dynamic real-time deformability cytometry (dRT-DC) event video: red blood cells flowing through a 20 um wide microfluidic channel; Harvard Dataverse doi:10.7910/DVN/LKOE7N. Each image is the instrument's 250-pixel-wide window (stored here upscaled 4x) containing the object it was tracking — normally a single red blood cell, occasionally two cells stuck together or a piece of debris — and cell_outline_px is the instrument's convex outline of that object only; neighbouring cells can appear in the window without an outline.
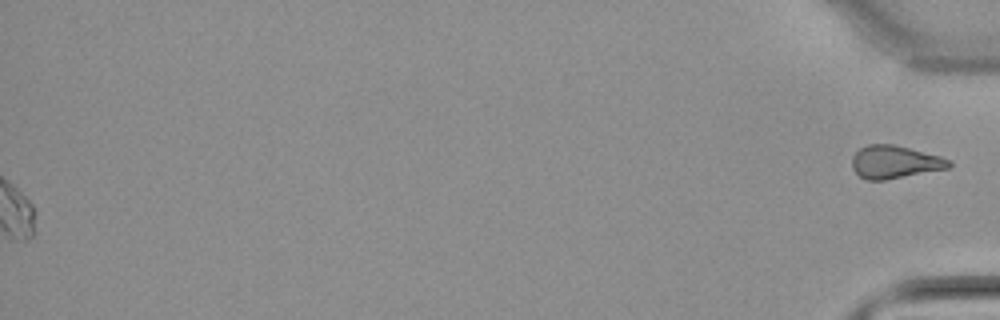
{"species": "common noctule bat (a hibernating species)", "species_latin": "Nyctalus noctula", "temperature_condition": "warm", "stored_images_in_passage": 44, "segment_of_instrument_passage": [2, 2], "camera_frame_rate_fps": 3000, "um_per_image_px": 0.085, "animal": {"sex": "male", "body_mass_g": 21.5, "forearm_length_mm": 52.0}, "frame": {"image": 1, "passage_image": 44, "time_ms": 14.333, "image_size_px": [1000, 320], "cell_outline_px": [[952, 168], [884, 180], [868, 180], [860, 176], [852, 168], [852, 156], [860, 148], [868, 144], [892, 144], [940, 156], [952, 160]], "centroid_in_image_um": [76.09, 13.78], "position_along_channel_um": 359.1, "area_um2": 18.61}}